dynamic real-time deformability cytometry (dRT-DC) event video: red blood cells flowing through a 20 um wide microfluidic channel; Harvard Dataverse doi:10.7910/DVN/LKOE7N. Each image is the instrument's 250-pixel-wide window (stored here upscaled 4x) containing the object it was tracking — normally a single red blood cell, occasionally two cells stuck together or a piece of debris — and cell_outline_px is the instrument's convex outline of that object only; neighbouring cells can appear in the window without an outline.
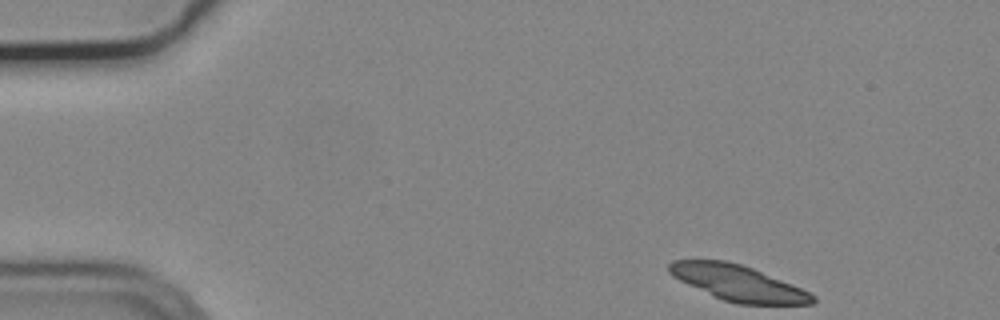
{"species": "common noctule bat (a hibernating species)", "species_latin": "Nyctalus noctula", "temperature_condition": "cold", "stored_images_in_passage": 51, "camera_frame_rate_fps": 3000, "um_per_image_px": 0.085, "animal": {"sex": "male", "body_mass_g": 19.2, "forearm_length_mm": 51.8}, "frame": {"image": 1, "passage_image": 1, "time_ms": 0.0, "image_size_px": [1000, 320], "cell_outline_px": [[816, 300], [812, 304], [736, 304], [724, 300], [688, 284], [672, 276], [668, 272], [668, 264], [672, 260], [724, 260], [740, 264], [752, 268], [792, 284], [816, 296]], "centroid_in_image_um": [62.73, 24.05], "position_along_channel_um": 22.3, "area_um2": 29.42}}
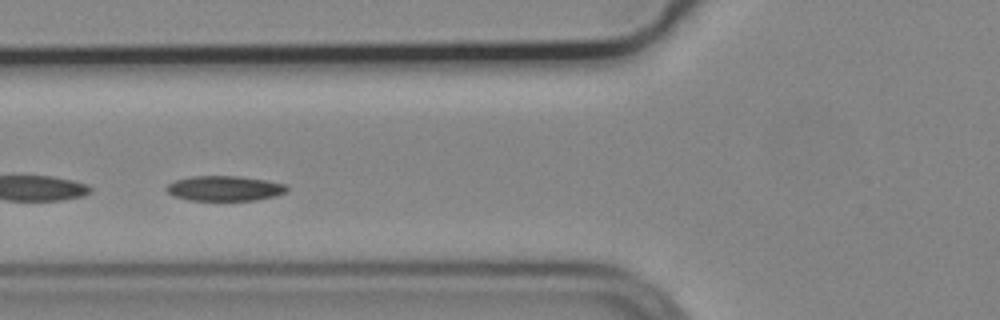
{"frame": {"image": 2, "passage_image": 16, "time_ms": 5.0, "image_size_px": [1000, 320], "cell_outline_px": [[288, 192], [276, 196], [256, 200], [188, 200], [172, 196], [164, 188], [168, 184], [176, 180], [192, 176], [236, 176], [264, 180], [288, 184]], "centroid_in_image_um": [19.1, 16.02], "position_along_channel_um": 106.7, "area_um2": 17.69}}
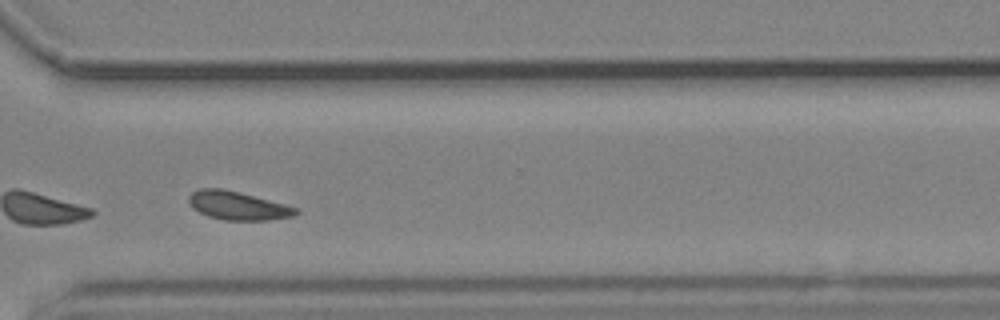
{"frame": {"image": 3, "passage_image": 36, "time_ms": 11.667, "image_size_px": [1000, 320], "cell_outline_px": [[300, 212], [296, 216], [268, 220], [224, 220], [208, 216], [192, 208], [188, 204], [188, 196], [192, 192], [200, 188], [220, 188], [284, 204], [296, 208]], "centroid_in_image_um": [20.18, 17.49], "position_along_channel_um": 350.4, "area_um2": 17.57}, "authors_computed_cell_mechanics": {"area_um2": 17.6868, "velocity_mm_per_s": 3.6506, "shape_relaxation_time_tau1_ms": 2.0736, "shape_relaxation_time_tau2_ms": null, "deformation_change_tau1": 0.0696, "deformation_change_tau2": null}}